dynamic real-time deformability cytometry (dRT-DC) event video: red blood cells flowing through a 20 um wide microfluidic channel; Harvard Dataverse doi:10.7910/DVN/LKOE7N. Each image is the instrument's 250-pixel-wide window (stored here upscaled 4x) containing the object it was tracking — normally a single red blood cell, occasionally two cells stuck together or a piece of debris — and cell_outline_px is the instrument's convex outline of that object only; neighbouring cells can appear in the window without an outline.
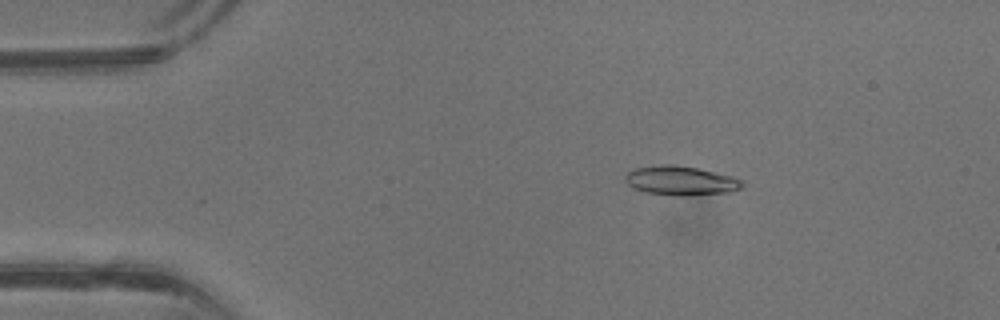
{"species": "common noctule bat (a hibernating species)", "species_latin": "Nyctalus noctula", "temperature_condition": "warm", "stored_images_in_passage": 39, "camera_frame_rate_fps": 3000, "um_per_image_px": 0.085, "animal": {"sex": "male", "body_mass_g": 13.3}, "frame": {"image": 1, "passage_image": 5, "time_ms": 1.333, "image_size_px": [1000, 320], "cell_outline_px": [[744, 184], [740, 188], [732, 192], [692, 196], [676, 196], [644, 192], [628, 184], [624, 180], [624, 176], [628, 172], [636, 168], [660, 164], [676, 164], [716, 172], [732, 176], [744, 180]], "centroid_in_image_um": [57.9, 15.36], "position_along_channel_um": 27.1, "area_um2": 20.23}}
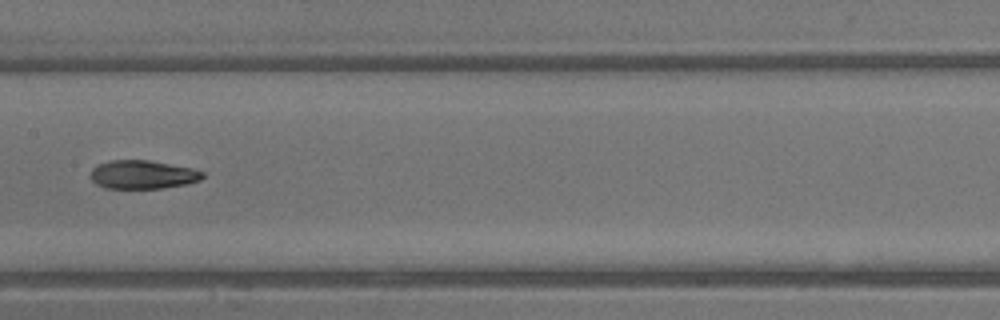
{"frame": {"image": 2, "passage_image": 19, "time_ms": 6.0, "image_size_px": [1000, 320], "cell_outline_px": [[204, 176], [200, 180], [188, 184], [160, 188], [104, 188], [96, 184], [88, 176], [92, 168], [96, 164], [112, 160], [148, 160], [192, 168], [204, 172]], "centroid_in_image_um": [12.09, 14.84], "position_along_channel_um": 195.3, "area_um2": 18.79}}
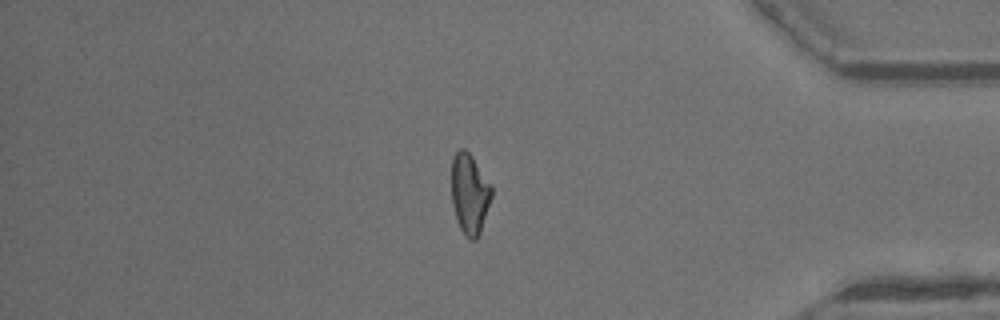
{"frame": {"image": 3, "passage_image": 33, "time_ms": 10.667, "image_size_px": [1000, 320], "cell_outline_px": [[492, 196], [480, 232], [476, 240], [468, 240], [464, 236], [456, 220], [452, 204], [452, 160], [456, 152], [460, 148], [464, 148], [472, 156], [492, 188]], "centroid_in_image_um": [39.9, 16.51], "position_along_channel_um": 395.3, "area_um2": 18.67}, "authors_computed_cell_mechanics": {"area_um2": 19.2474, "velocity_mm_per_s": 4.981, "shape_relaxation_time_tau1_ms": 3.437, "shape_relaxation_time_tau2_ms": 2.1457, "deformation_change_tau1": 0.1801, "deformation_change_tau2": 0.0885}}